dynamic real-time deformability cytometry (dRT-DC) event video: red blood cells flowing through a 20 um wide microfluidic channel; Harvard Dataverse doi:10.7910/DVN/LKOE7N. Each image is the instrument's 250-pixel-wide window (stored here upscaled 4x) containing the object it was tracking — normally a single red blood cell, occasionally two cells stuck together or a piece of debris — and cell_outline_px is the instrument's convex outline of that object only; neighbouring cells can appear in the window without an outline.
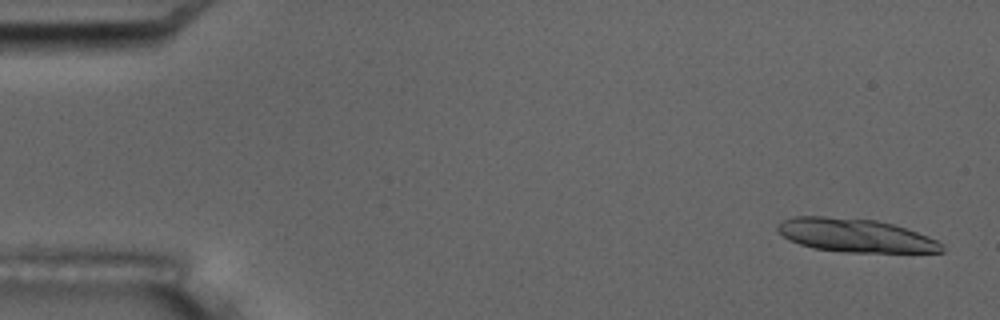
{"species": "common noctule bat (a hibernating species)", "species_latin": "Nyctalus noctula", "temperature_condition": "room temperature", "stored_images_in_passage": 6, "camera_frame_rate_fps": 3000, "um_per_image_px": 0.085, "animal": {"sex": "male", "body_mass_g": 17.5, "forearm_length_mm": 52.3}, "frame": {"image": 1, "passage_image": 1, "time_ms": 0.0, "image_size_px": [1000, 320], "cell_outline_px": [[944, 252], [844, 252], [812, 248], [788, 240], [776, 228], [776, 224], [792, 216], [824, 216], [876, 220], [892, 224], [928, 236], [944, 244]], "centroid_in_image_um": [72.68, 20.01], "position_along_channel_um": 12.3, "area_um2": 31.96}}